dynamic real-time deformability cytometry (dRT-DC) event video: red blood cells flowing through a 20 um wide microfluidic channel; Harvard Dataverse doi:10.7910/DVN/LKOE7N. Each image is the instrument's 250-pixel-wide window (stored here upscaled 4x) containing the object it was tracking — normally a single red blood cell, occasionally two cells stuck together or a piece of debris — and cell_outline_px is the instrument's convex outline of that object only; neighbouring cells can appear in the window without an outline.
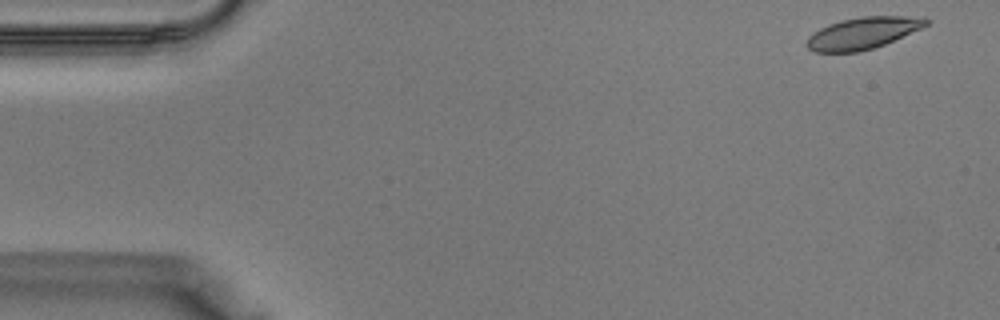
{"species": "Egyptian fruit bat (a non-hibernating species)", "species_latin": "Rousettus aegyptiacus", "temperature_condition": "warm", "stored_images_in_passage": 8, "camera_frame_rate_fps": 3000, "um_per_image_px": 0.085, "animal": {"sex": "male"}, "frame": {"image": 1, "passage_image": 1, "time_ms": 0.0, "image_size_px": [1000, 320], "cell_outline_px": [[932, 20], [928, 24], [920, 28], [884, 44], [860, 52], [812, 52], [804, 44], [808, 36], [812, 32], [828, 24], [840, 20], [860, 16], [924, 16]], "centroid_in_image_um": [73.3, 2.8], "position_along_channel_um": 11.7, "area_um2": 22.31}}